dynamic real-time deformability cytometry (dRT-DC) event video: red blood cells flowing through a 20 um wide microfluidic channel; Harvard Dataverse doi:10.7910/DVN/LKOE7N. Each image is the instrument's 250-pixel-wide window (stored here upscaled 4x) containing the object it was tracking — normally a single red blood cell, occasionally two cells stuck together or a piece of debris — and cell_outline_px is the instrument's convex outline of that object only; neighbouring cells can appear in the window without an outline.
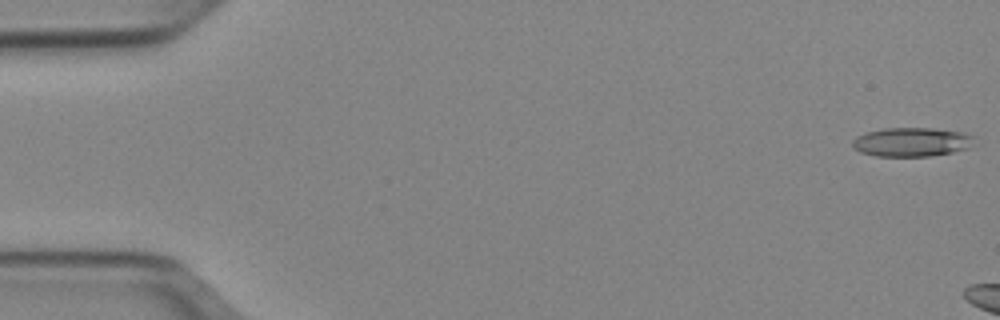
{"species": "Egyptian fruit bat (a non-hibernating species)", "species_latin": "Rousettus aegyptiacus", "temperature_condition": "cold", "stored_images_in_passage": 11, "camera_frame_rate_fps": 3000, "um_per_image_px": 0.085, "animal": {"sex": "female"}, "frame": {"image": 1, "passage_image": 1, "time_ms": 0.0, "image_size_px": [1000, 320], "cell_outline_px": [[976, 136], [968, 148], [952, 152], [928, 156], [876, 156], [860, 152], [852, 148], [852, 140], [856, 136], [864, 132], [884, 128], [932, 128], [960, 132]], "centroid_in_image_um": [77.43, 12.06], "position_along_channel_um": 7.6, "area_um2": 20.63}}